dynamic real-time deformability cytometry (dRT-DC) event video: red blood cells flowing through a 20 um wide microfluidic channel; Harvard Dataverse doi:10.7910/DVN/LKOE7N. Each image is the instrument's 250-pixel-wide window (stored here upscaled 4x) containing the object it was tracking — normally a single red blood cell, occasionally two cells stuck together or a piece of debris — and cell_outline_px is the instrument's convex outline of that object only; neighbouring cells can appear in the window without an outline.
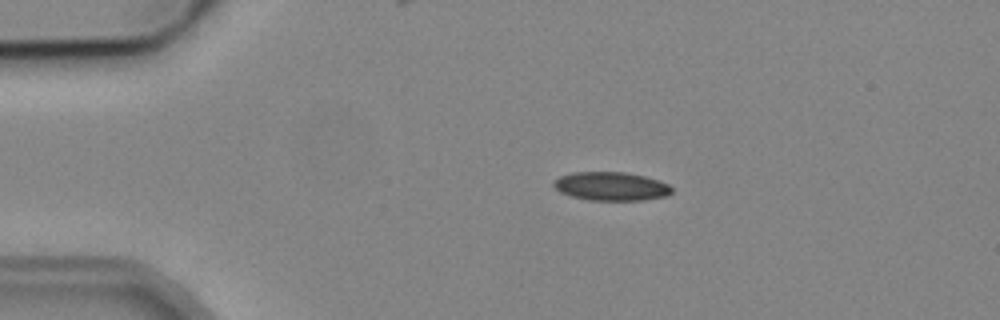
{"species": "common noctule bat (a hibernating species)", "species_latin": "Nyctalus noctula", "temperature_condition": "cold", "stored_images_in_passage": 2, "camera_frame_rate_fps": 3000, "um_per_image_px": 0.085, "animal": {"sex": "male", "body_mass_g": 19.2, "forearm_length_mm": 51.8}, "frame": {"image": 1, "passage_image": 1, "time_ms": 0.0, "image_size_px": [1000, 320], "cell_outline_px": [[672, 192], [668, 196], [644, 200], [588, 200], [572, 196], [560, 192], [552, 184], [552, 180], [560, 176], [572, 172], [624, 172], [644, 176], [668, 184], [672, 188]], "centroid_in_image_um": [51.92, 15.83], "position_along_channel_um": 33.1, "area_um2": 19.71}}
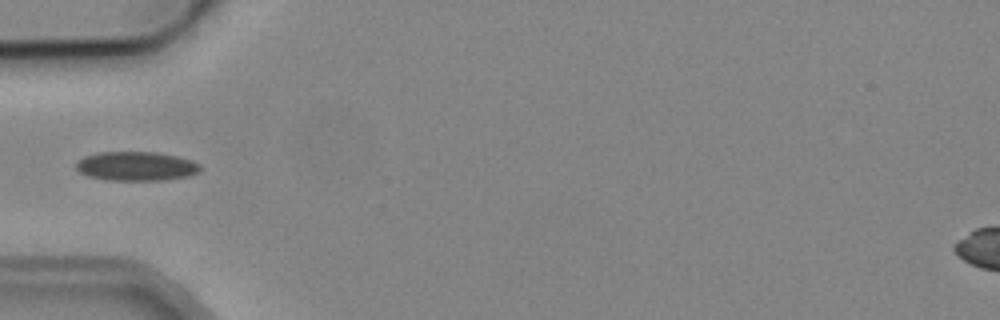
{"frame": {"image": 2, "passage_image": 2, "time_ms": 2.333, "image_size_px": [1000, 320], "cell_outline_px": [[200, 168], [196, 172], [188, 176], [164, 180], [108, 180], [88, 176], [80, 172], [76, 168], [76, 160], [84, 156], [100, 152], [156, 152], [176, 156], [192, 160], [200, 164]], "centroid_in_image_um": [11.55, 14.12], "position_along_channel_um": 73.5, "area_um2": 21.04}}